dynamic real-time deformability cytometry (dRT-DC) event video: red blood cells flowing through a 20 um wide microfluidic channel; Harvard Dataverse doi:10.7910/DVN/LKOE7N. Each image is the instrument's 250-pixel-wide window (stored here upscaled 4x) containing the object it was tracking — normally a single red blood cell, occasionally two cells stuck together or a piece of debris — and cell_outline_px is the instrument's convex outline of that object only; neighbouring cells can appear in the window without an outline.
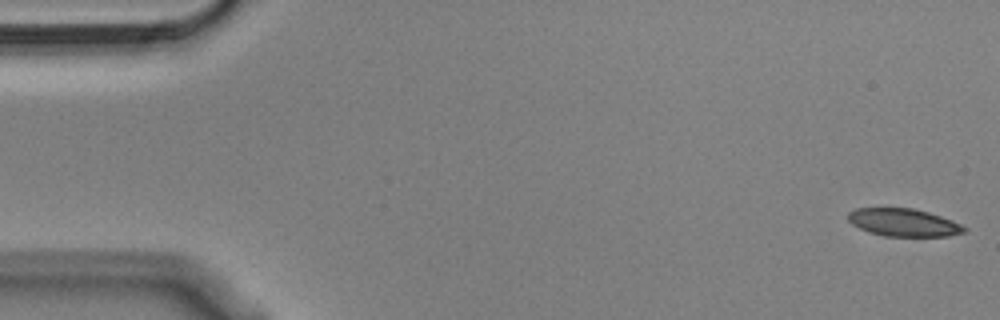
{"species": "Egyptian fruit bat (a non-hibernating species)", "species_latin": "Rousettus aegyptiacus", "temperature_condition": "cold", "stored_images_in_passage": 4, "camera_frame_rate_fps": 3000, "um_per_image_px": 0.085, "animal": {"sex": "male"}, "frame": {"image": 1, "passage_image": 1, "time_ms": 0.0, "image_size_px": [1000, 320], "cell_outline_px": [[968, 232], [948, 236], [884, 236], [868, 232], [852, 224], [848, 220], [848, 212], [856, 208], [912, 208], [928, 212], [952, 220], [968, 228]], "centroid_in_image_um": [76.82, 18.92], "position_along_channel_um": 8.2, "area_um2": 18.84}}